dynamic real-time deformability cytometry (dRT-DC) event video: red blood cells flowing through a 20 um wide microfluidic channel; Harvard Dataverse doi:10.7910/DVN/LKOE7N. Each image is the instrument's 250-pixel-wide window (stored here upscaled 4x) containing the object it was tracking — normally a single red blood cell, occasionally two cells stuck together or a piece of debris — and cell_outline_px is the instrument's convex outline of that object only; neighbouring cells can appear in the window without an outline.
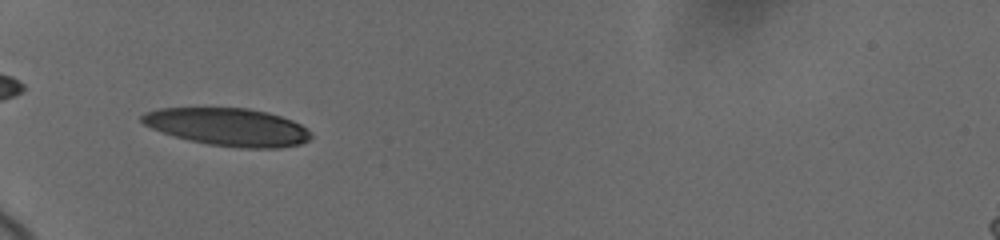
{"species": "human", "species_latin": "Homo sapiens", "temperature_condition": "cold", "stored_images_in_passage": 6, "camera_frame_rate_fps": 3000, "um_per_image_px": 0.085, "donor": {"sex": "female"}, "frame": {"image": 1, "passage_image": 1, "time_ms": 0.0, "image_size_px": [1000, 240], "cell_outline_px": [[312, 136], [308, 140], [300, 144], [276, 148], [240, 148], [208, 144], [176, 136], [152, 128], [144, 124], [140, 120], [140, 116], [144, 112], [160, 108], [248, 108], [268, 112], [292, 120], [300, 124], [312, 132]], "centroid_in_image_um": [19.4, 10.78], "position_along_channel_um": 65.6, "area_um2": 36.99}}
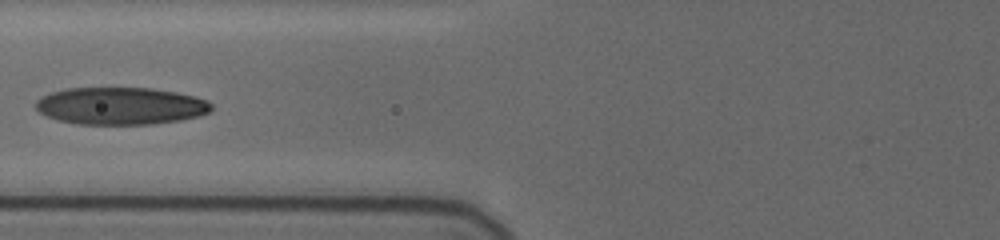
{"frame": {"image": 2, "passage_image": 4, "time_ms": 1.667, "image_size_px": [1000, 240], "cell_outline_px": [[212, 112], [200, 116], [180, 120], [152, 124], [76, 124], [60, 120], [48, 116], [40, 112], [36, 108], [36, 100], [52, 92], [68, 88], [152, 88], [176, 92], [196, 96], [208, 100], [212, 104]], "centroid_in_image_um": [10.32, 9.0], "position_along_channel_um": 115.5, "area_um2": 38.26}}
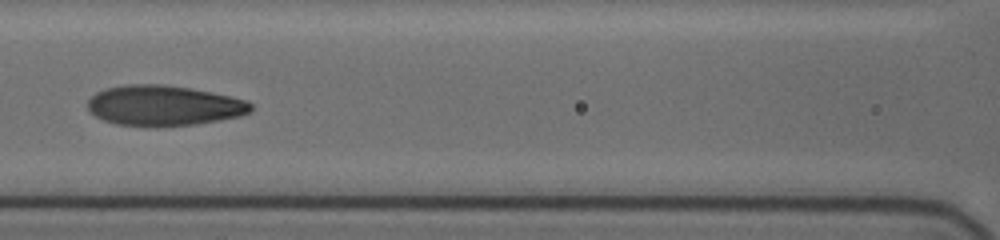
{"frame": {"image": 3, "passage_image": 5, "time_ms": 2.667, "image_size_px": [1000, 240], "cell_outline_px": [[252, 112], [240, 116], [220, 120], [196, 124], [144, 128], [116, 124], [104, 120], [88, 112], [88, 100], [96, 92], [104, 88], [128, 84], [164, 84], [188, 88], [248, 100], [252, 104]], "centroid_in_image_um": [13.89, 8.99], "position_along_channel_um": 152.7, "area_um2": 38.78}}